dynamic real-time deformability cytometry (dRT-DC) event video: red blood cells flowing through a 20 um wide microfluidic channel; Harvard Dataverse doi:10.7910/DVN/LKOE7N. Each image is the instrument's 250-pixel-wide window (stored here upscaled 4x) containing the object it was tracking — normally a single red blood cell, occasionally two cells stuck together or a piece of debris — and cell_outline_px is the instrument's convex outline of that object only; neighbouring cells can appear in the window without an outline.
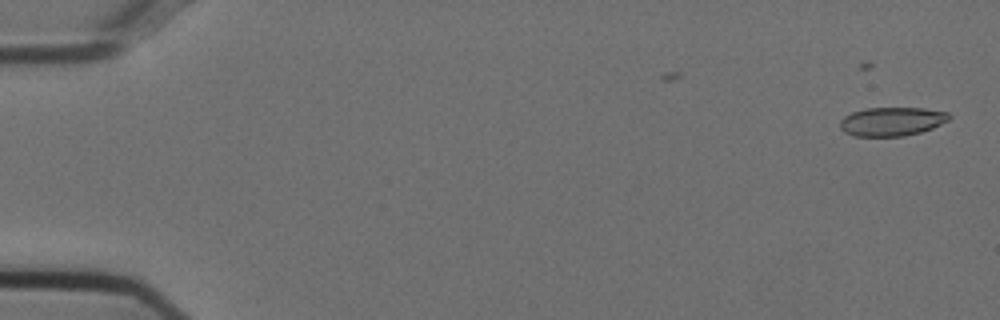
{"species": "Egyptian fruit bat (a non-hibernating species)", "species_latin": "Rousettus aegyptiacus", "temperature_condition": "cold", "stored_images_in_passage": 9, "camera_frame_rate_fps": 3000, "um_per_image_px": 0.085, "animal": {"sex": "female"}, "frame": {"image": 1, "passage_image": 1, "time_ms": 0.0, "image_size_px": [1000, 320], "cell_outline_px": [[952, 116], [948, 120], [932, 128], [920, 132], [904, 136], [852, 136], [844, 132], [840, 128], [840, 120], [844, 116], [852, 112], [864, 108], [924, 108], [948, 112]], "centroid_in_image_um": [75.79, 10.32], "position_along_channel_um": 9.2, "area_um2": 18.38}}